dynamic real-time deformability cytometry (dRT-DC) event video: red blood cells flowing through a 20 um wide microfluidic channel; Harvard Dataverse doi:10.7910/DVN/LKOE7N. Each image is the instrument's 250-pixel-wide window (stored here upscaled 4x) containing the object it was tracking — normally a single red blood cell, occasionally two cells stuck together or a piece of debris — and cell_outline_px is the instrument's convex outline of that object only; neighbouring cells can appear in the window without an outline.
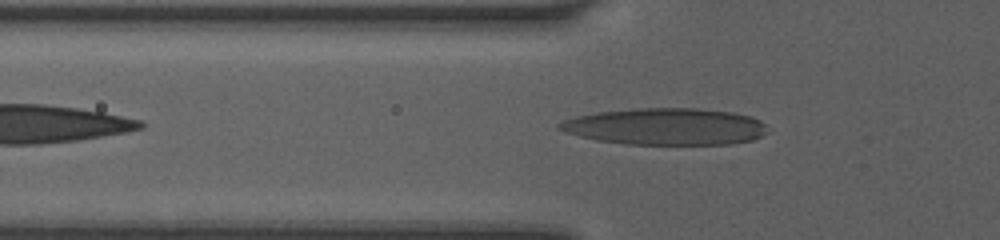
{"species": "human", "species_latin": "Homo sapiens", "temperature_condition": "room temperature", "stored_images_in_passage": 42, "camera_frame_rate_fps": 3000, "um_per_image_px": 0.085, "donor": {"sex": "female"}, "frame": {"image": 1, "passage_image": 5, "time_ms": 1.333, "image_size_px": [1000, 240], "cell_outline_px": [[768, 132], [752, 140], [728, 144], [628, 144], [596, 140], [580, 136], [556, 128], [556, 124], [564, 120], [576, 116], [596, 112], [636, 108], [696, 108], [732, 112], [752, 116], [760, 120], [764, 124]], "centroid_in_image_um": [56.58, 10.75], "position_along_channel_um": 69.2, "area_um2": 44.56}}
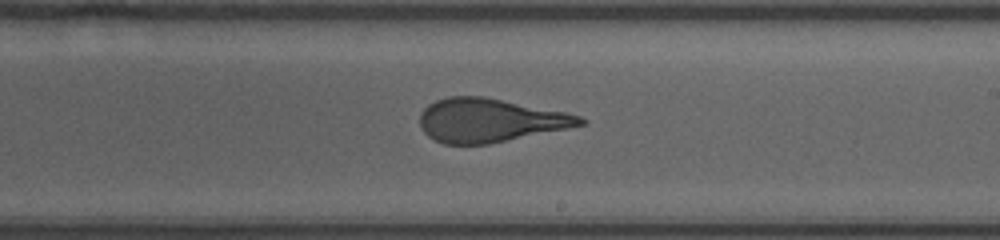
{"frame": {"image": 2, "passage_image": 18, "time_ms": 5.667, "image_size_px": [1000, 240], "cell_outline_px": [[588, 120], [584, 124], [488, 144], [444, 144], [428, 136], [424, 132], [420, 124], [420, 116], [424, 108], [428, 104], [436, 100], [448, 96], [484, 96], [564, 112], [580, 116]], "centroid_in_image_um": [41.59, 10.21], "position_along_channel_um": 247.4, "area_um2": 40.23}}
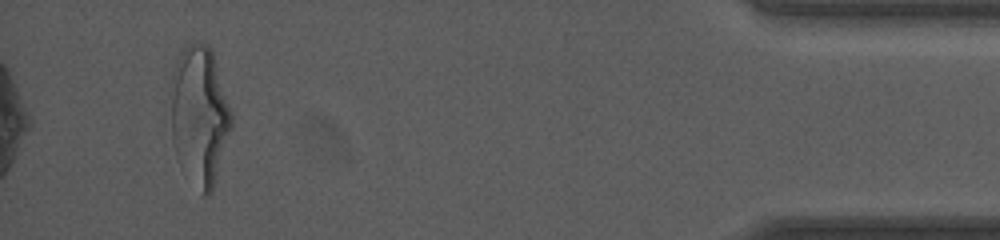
{"frame": {"image": 3, "passage_image": 42, "time_ms": 11.333, "image_size_px": [1000, 240], "cell_outline_px": [[232, 128], [212, 188], [208, 196], [204, 196], [176, 156], [172, 140], [172, 100], [176, 64], [180, 52], [188, 44], [208, 44], [212, 48], [232, 112]], "centroid_in_image_um": [17.0, 9.78], "position_along_channel_um": 418.2, "area_um2": 47.86}, "authors_computed_cell_mechanics": {"area_um2": 41.7894, "velocity_mm_per_s": 4.1214, "shape_relaxation_time_tau1_ms": 4.4584, "shape_relaxation_time_tau2_ms": 1.0738, "deformation_change_tau1": 0.2146, "deformation_change_tau2": 0.1148}}